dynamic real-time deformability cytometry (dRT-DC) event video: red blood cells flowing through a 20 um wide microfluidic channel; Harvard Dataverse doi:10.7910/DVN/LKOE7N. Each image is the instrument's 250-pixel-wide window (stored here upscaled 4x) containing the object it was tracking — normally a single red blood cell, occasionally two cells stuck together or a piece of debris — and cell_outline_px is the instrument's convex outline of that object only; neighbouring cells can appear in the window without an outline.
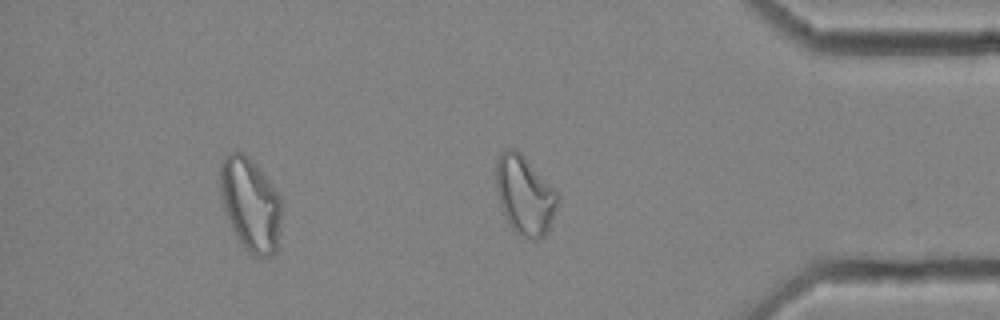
{"species": "common noctule bat (a hibernating species)", "species_latin": "Nyctalus noctula", "temperature_condition": "cold", "stored_images_in_passage": 41, "segment_of_instrument_passage": [2, 2], "camera_frame_rate_fps": 3000, "um_per_image_px": 0.085, "animal": {"sex": "female", "body_mass_g": 25.1}, "frame": {"image": 1, "passage_image": 41, "time_ms": 13.333, "image_size_px": [1000, 320], "cell_outline_px": [[560, 196], [548, 232], [540, 240], [532, 240], [516, 232], [508, 224], [504, 216], [500, 204], [496, 188], [496, 160], [504, 148], [516, 148], [556, 188]], "centroid_in_image_um": [44.61, 16.58], "position_along_channel_um": 390.6, "area_um2": 28.78}}